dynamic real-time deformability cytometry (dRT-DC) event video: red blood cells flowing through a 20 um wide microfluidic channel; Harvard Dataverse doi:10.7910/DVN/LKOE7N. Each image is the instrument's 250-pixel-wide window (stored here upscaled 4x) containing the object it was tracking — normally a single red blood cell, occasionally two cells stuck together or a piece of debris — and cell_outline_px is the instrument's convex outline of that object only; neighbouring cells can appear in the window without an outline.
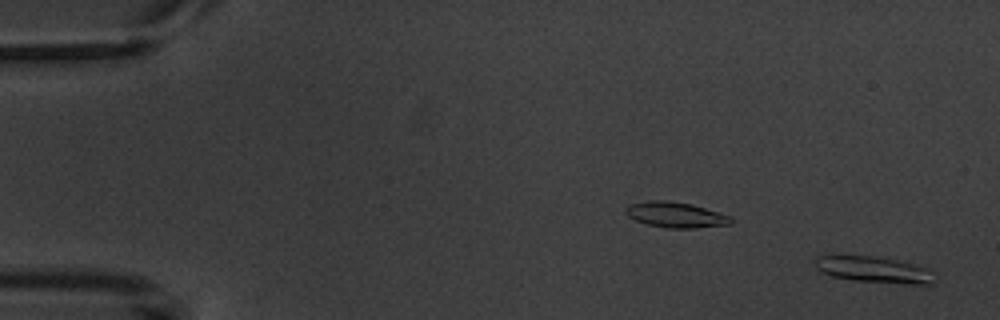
{"species": "common noctule bat (a hibernating species)", "species_latin": "Nyctalus noctula", "temperature_condition": "warm", "stored_images_in_passage": 3, "camera_frame_rate_fps": 3000, "um_per_image_px": 0.085, "animal": {"sex": "male", "body_mass_g": 20.1, "forearm_length_mm": 53.5}, "frame": {"image": 1, "passage_image": 3, "time_ms": 2.333, "image_size_px": [1000, 320], "cell_outline_px": [[936, 272], [932, 284], [908, 284], [856, 280], [832, 276], [816, 268], [812, 264], [812, 260], [816, 256], [872, 256], [896, 260], [932, 268]], "centroid_in_image_um": [74.33, 22.91], "position_along_channel_um": 10.7, "area_um2": 18.32}}